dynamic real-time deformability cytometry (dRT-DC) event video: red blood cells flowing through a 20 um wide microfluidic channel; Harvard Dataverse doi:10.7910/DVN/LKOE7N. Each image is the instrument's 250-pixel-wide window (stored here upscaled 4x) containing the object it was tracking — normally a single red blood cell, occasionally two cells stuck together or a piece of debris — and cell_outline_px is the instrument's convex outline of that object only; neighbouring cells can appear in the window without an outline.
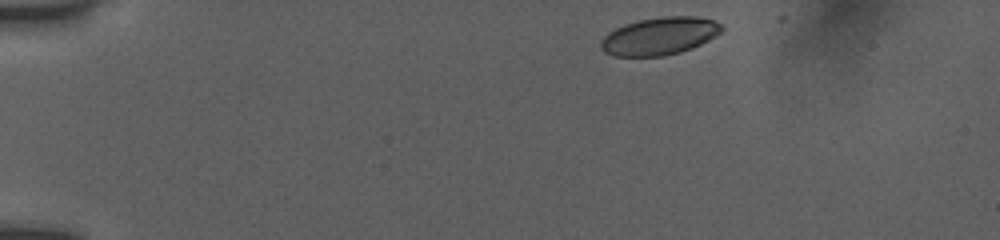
{"species": "human", "species_latin": "Homo sapiens", "temperature_condition": "room temperature", "stored_images_in_passage": 45, "camera_frame_rate_fps": 3000, "um_per_image_px": 0.085, "donor": {"sex": "female"}, "frame": {"image": 1, "passage_image": 1, "time_ms": 0.0, "image_size_px": [1000, 240], "cell_outline_px": [[724, 28], [720, 32], [708, 40], [692, 48], [680, 52], [664, 56], [612, 56], [604, 52], [600, 48], [600, 44], [604, 36], [608, 32], [624, 24], [640, 20], [660, 16], [696, 16], [712, 20], [720, 24]], "centroid_in_image_um": [56.03, 3.07], "position_along_channel_um": 29.0, "area_um2": 26.47}}
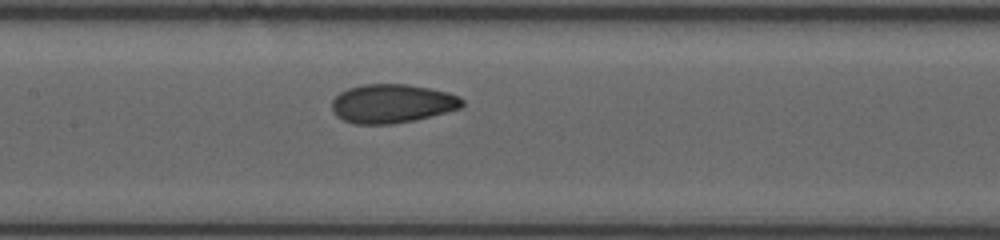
{"frame": {"image": 2, "passage_image": 19, "time_ms": 6.0, "image_size_px": [1000, 240], "cell_outline_px": [[464, 104], [460, 108], [416, 120], [392, 124], [356, 124], [344, 120], [336, 116], [332, 112], [332, 100], [340, 92], [348, 88], [364, 84], [408, 84], [448, 92], [460, 96], [464, 100]], "centroid_in_image_um": [33.33, 8.8], "position_along_channel_um": 174.1, "area_um2": 29.59}}
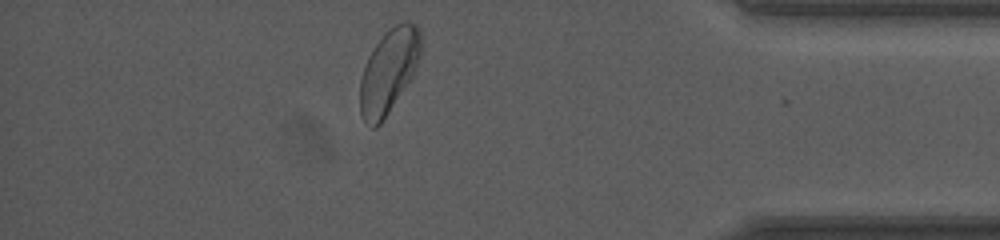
{"frame": {"image": 3, "passage_image": 39, "time_ms": 12.667, "image_size_px": [1000, 240], "cell_outline_px": [[420, 56], [416, 68], [412, 76], [384, 120], [376, 128], [372, 128], [364, 120], [360, 112], [360, 80], [364, 64], [368, 56], [376, 44], [388, 28], [404, 20], [408, 20], [416, 24], [420, 28]], "centroid_in_image_um": [33.04, 6.03], "position_along_channel_um": 402.2, "area_um2": 29.88}, "authors_computed_cell_mechanics": {"area_um2": 29.189, "velocity_mm_per_s": 3.878, "shape_relaxation_time_tau1_ms": 5.0792, "shape_relaxation_time_tau2_ms": 0.9834, "deformation_change_tau1": 0.1463, "deformation_change_tau2": 0.0538}}